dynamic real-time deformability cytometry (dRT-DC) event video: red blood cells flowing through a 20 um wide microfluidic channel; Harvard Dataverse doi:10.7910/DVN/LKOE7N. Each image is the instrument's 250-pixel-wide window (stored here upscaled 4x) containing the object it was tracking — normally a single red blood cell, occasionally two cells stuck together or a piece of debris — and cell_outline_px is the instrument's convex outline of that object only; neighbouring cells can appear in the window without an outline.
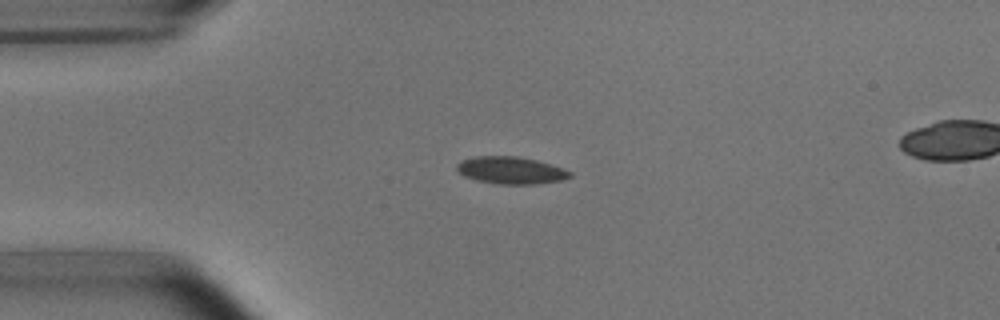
{"species": "common noctule bat (a hibernating species)", "species_latin": "Nyctalus noctula", "temperature_condition": "room temperature", "stored_images_in_passage": 5, "camera_frame_rate_fps": 3000, "um_per_image_px": 0.085, "animal": {"sex": "male", "body_mass_g": 15.6}, "frame": {"image": 1, "passage_image": 3, "time_ms": 2.333, "image_size_px": [1000, 320], "cell_outline_px": [[572, 176], [560, 180], [536, 184], [500, 184], [476, 180], [464, 176], [456, 168], [456, 164], [464, 160], [476, 156], [516, 156], [536, 160], [572, 172]], "centroid_in_image_um": [43.4, 14.48], "position_along_channel_um": 41.6, "area_um2": 17.63}}